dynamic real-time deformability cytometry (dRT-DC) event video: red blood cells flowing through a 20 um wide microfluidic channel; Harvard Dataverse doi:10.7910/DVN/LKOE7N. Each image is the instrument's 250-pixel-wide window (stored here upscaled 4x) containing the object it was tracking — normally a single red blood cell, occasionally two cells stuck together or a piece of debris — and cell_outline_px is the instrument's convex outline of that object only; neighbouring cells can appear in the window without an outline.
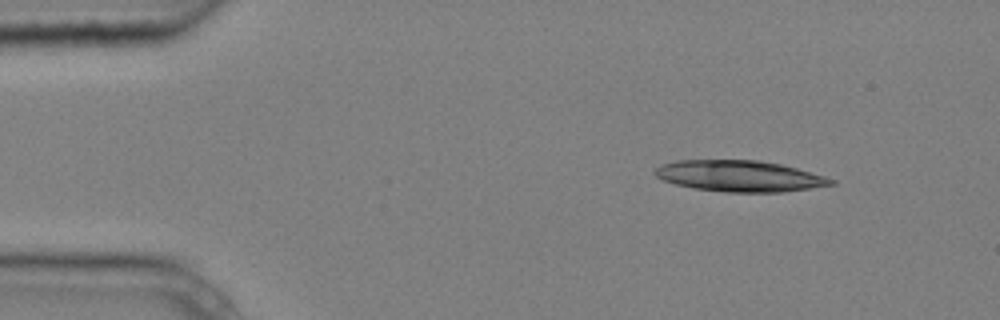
{"species": "common noctule bat (a hibernating species)", "species_latin": "Nyctalus noctula", "temperature_condition": "cold", "stored_images_in_passage": 3, "camera_frame_rate_fps": 3000, "um_per_image_px": 0.085, "animal": {"sex": "male", "body_mass_g": 20.4}, "frame": {"image": 1, "passage_image": 1, "time_ms": 0.0, "image_size_px": [1000, 320], "cell_outline_px": [[836, 184], [780, 192], [724, 192], [696, 188], [676, 184], [664, 180], [656, 176], [652, 172], [656, 168], [664, 164], [676, 160], [760, 160], [780, 164], [796, 168], [824, 176], [836, 180]], "centroid_in_image_um": [62.86, 14.96], "position_along_channel_um": 22.1, "area_um2": 31.67}}